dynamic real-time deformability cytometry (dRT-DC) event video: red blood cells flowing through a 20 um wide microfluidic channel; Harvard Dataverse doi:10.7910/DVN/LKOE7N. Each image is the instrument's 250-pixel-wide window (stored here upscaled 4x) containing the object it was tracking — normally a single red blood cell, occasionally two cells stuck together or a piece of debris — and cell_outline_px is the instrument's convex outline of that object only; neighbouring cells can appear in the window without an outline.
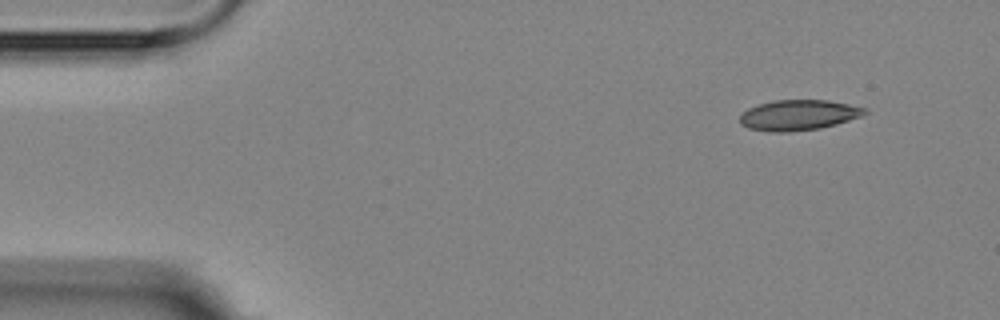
{"species": "Egyptian fruit bat (a non-hibernating species)", "species_latin": "Rousettus aegyptiacus", "temperature_condition": "room temperature", "stored_images_in_passage": 4, "segment_of_instrument_passage": [1, 2], "camera_frame_rate_fps": 3000, "um_per_image_px": 0.085, "animal": {"sex": "female"}, "frame": {"image": 1, "passage_image": 1, "time_ms": 0.0, "image_size_px": [1000, 320], "cell_outline_px": [[868, 112], [860, 116], [836, 124], [820, 128], [788, 132], [768, 132], [748, 128], [740, 124], [740, 116], [748, 108], [760, 104], [776, 100], [828, 100], [868, 108]], "centroid_in_image_um": [67.87, 9.78], "position_along_channel_um": 17.1, "area_um2": 22.08}}